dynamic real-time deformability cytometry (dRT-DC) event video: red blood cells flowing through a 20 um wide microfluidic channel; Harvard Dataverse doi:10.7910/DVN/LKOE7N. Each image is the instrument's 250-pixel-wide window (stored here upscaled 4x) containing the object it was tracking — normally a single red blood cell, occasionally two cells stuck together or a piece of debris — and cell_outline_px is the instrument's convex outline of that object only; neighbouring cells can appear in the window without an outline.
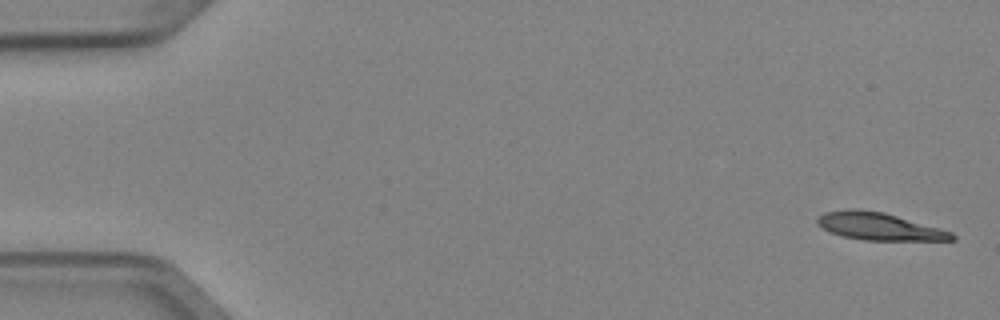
{"species": "Egyptian fruit bat (a non-hibernating species)", "species_latin": "Rousettus aegyptiacus", "temperature_condition": "cold", "stored_images_in_passage": 5, "camera_frame_rate_fps": 3000, "um_per_image_px": 0.085, "animal": {"sex": "female"}, "frame": {"image": 1, "passage_image": 1, "time_ms": 0.0, "image_size_px": [1000, 320], "cell_outline_px": [[956, 240], [864, 240], [844, 236], [832, 232], [816, 224], [816, 216], [824, 212], [848, 208], [856, 208], [884, 212], [952, 232], [956, 236]], "centroid_in_image_um": [74.68, 19.23], "position_along_channel_um": 10.3, "area_um2": 21.44}}
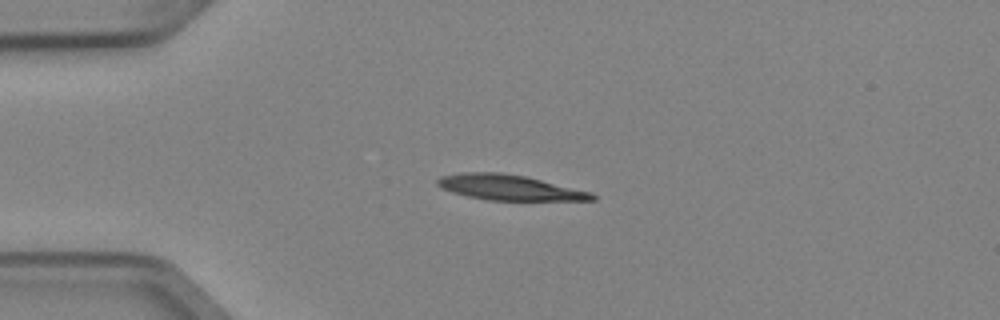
{"frame": {"image": 2, "passage_image": 4, "time_ms": 1.0, "image_size_px": [1000, 320], "cell_outline_px": [[596, 200], [488, 200], [468, 196], [452, 192], [436, 184], [436, 180], [440, 176], [460, 172], [504, 172], [524, 176], [592, 192], [596, 196]], "centroid_in_image_um": [43.28, 15.93], "position_along_channel_um": 41.7, "area_um2": 22.72}}